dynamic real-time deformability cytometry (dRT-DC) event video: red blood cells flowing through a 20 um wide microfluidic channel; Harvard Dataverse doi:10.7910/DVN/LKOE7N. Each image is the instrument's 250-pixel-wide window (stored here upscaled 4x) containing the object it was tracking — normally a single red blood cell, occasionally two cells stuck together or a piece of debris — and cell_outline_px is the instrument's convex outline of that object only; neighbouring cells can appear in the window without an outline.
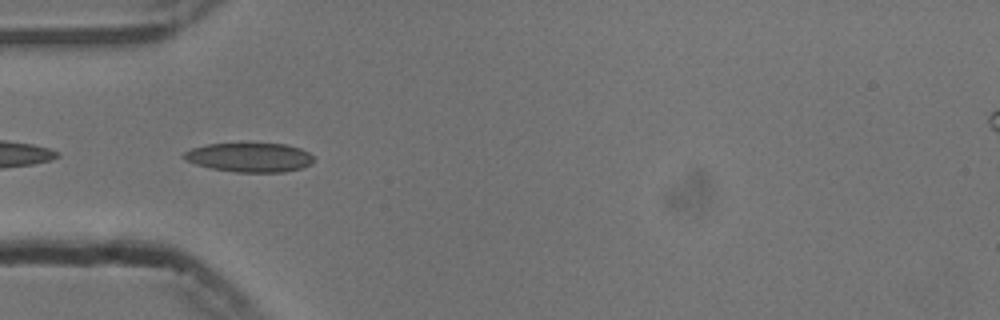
{"species": "common noctule bat (a hibernating species)", "species_latin": "Nyctalus noctula", "temperature_condition": "cold", "stored_images_in_passage": 6, "camera_frame_rate_fps": 3000, "um_per_image_px": 0.085, "animal": {"sex": "male", "body_mass_g": 13.3}, "frame": {"image": 1, "passage_image": 1, "time_ms": 0.0, "image_size_px": [1000, 320], "cell_outline_px": [[312, 160], [308, 164], [300, 168], [284, 172], [236, 172], [212, 168], [196, 164], [184, 160], [180, 156], [184, 152], [192, 148], [208, 144], [240, 140], [244, 140], [284, 144], [300, 148], [308, 152], [312, 156]], "centroid_in_image_um": [21.14, 13.32], "position_along_channel_um": 63.9, "area_um2": 22.95}}
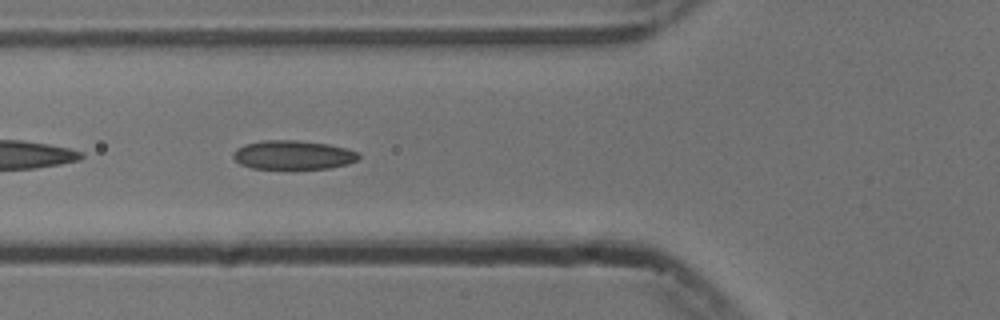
{"frame": {"image": 2, "passage_image": 4, "time_ms": 1.0, "image_size_px": [1000, 320], "cell_outline_px": [[360, 156], [356, 160], [348, 164], [328, 168], [252, 168], [240, 164], [232, 156], [236, 148], [244, 144], [260, 140], [296, 140], [328, 144], [360, 152]], "centroid_in_image_um": [24.9, 13.16], "position_along_channel_um": 100.9, "area_um2": 21.1}}
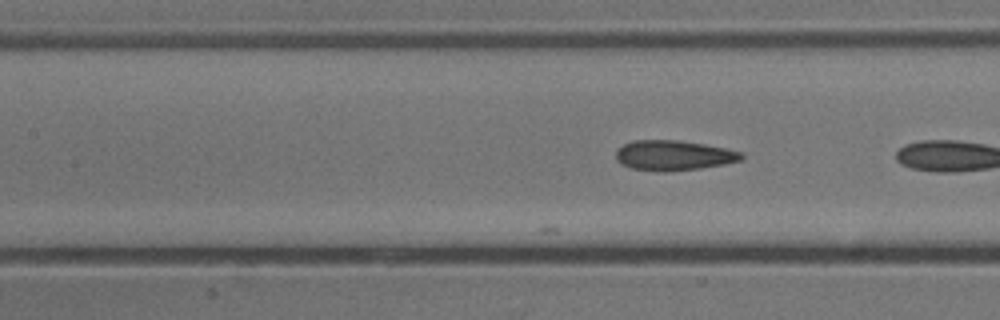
{"frame": {"image": 3, "passage_image": 6, "time_ms": 1.667, "image_size_px": [1000, 320], "cell_outline_px": [[744, 156], [740, 160], [724, 164], [700, 168], [664, 172], [660, 172], [632, 168], [620, 164], [616, 160], [616, 148], [632, 140], [680, 140], [704, 144], [724, 148], [740, 152]], "centroid_in_image_um": [57.19, 13.2], "position_along_channel_um": 150.2, "area_um2": 22.02}}